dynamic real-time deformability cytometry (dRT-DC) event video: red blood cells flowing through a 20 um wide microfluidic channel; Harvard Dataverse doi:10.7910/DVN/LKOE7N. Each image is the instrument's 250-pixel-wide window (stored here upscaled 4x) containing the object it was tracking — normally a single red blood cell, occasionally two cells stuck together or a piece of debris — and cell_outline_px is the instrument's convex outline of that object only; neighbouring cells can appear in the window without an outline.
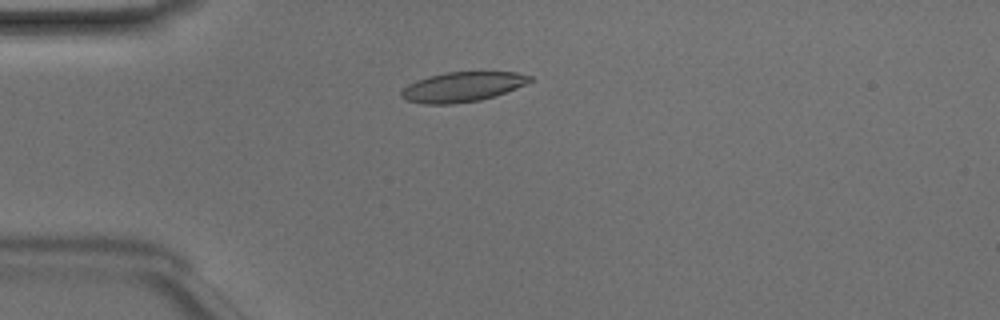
{"species": "Egyptian fruit bat (a non-hibernating species)", "species_latin": "Rousettus aegyptiacus", "temperature_condition": "room temperature", "stored_images_in_passage": 48, "camera_frame_rate_fps": 3000, "um_per_image_px": 0.085, "animal": {"sex": "male"}, "frame": {"image": 1, "passage_image": 12, "time_ms": 3.667, "image_size_px": [1000, 320], "cell_outline_px": [[532, 80], [516, 88], [480, 100], [452, 104], [424, 104], [404, 100], [400, 96], [400, 92], [408, 84], [416, 80], [428, 76], [448, 72], [516, 72], [532, 76]], "centroid_in_image_um": [39.24, 7.38], "position_along_channel_um": 45.8, "area_um2": 22.2}}
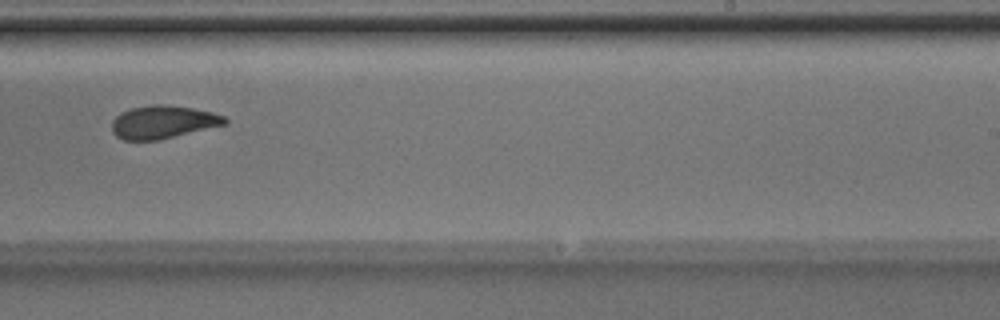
{"frame": {"image": 2, "passage_image": 30, "time_ms": 9.667, "image_size_px": [1000, 320], "cell_outline_px": [[228, 120], [224, 124], [160, 140], [124, 140], [116, 136], [112, 132], [112, 120], [120, 112], [132, 108], [152, 104], [164, 104], [192, 108], [212, 112], [224, 116]], "centroid_in_image_um": [13.81, 10.37], "position_along_channel_um": 275.2, "area_um2": 21.62}}
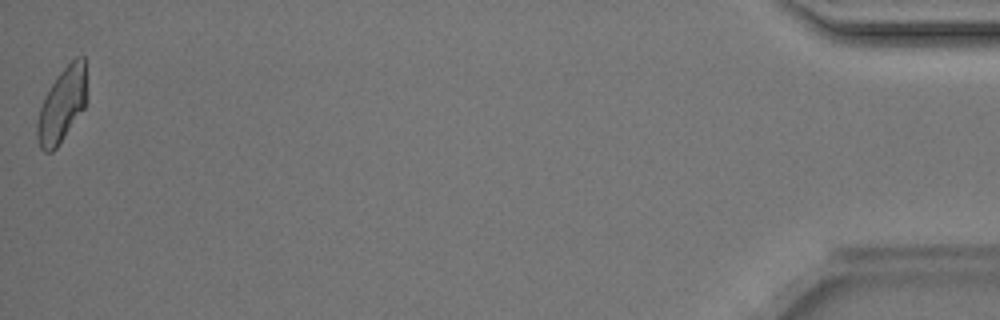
{"frame": {"image": 3, "passage_image": 48, "time_ms": 15.667, "image_size_px": [1000, 320], "cell_outline_px": [[84, 108], [56, 148], [52, 152], [44, 152], [40, 148], [36, 136], [36, 124], [40, 108], [44, 96], [60, 72], [76, 56], [84, 56]], "centroid_in_image_um": [5.21, 8.97], "position_along_channel_um": 430.0, "area_um2": 20.81}, "authors_computed_cell_mechanics": {"area_um2": 22.1663, "velocity_mm_per_s": 4.1557, "shape_relaxation_time_tau1_ms": 4.2538, "shape_relaxation_time_tau2_ms": 2.337, "deformation_change_tau1": 0.1464, "deformation_change_tau2": 0.0683}}